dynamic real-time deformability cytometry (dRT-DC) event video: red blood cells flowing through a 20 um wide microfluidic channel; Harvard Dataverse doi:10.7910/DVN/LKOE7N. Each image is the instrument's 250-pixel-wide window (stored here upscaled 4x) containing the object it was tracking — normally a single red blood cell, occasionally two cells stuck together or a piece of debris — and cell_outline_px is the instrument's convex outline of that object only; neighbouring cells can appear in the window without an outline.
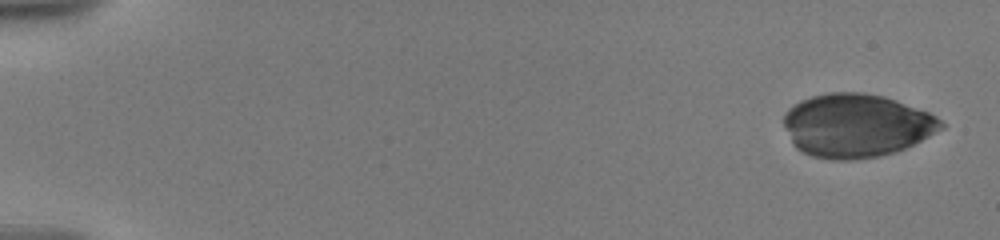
{"species": "human", "species_latin": "Homo sapiens", "temperature_condition": "warm", "stored_images_in_passage": 47, "camera_frame_rate_fps": 3000, "um_per_image_px": 0.085, "donor": {"sex": "male"}, "frame": {"image": 1, "passage_image": 1, "time_ms": 0.0, "image_size_px": [1000, 240], "cell_outline_px": [[944, 128], [896, 152], [880, 156], [852, 160], [832, 160], [812, 156], [796, 148], [792, 144], [784, 124], [784, 112], [788, 108], [800, 100], [812, 96], [828, 92], [864, 92], [884, 96], [896, 100], [928, 112], [936, 116], [944, 124]], "centroid_in_image_um": [72.76, 10.66], "position_along_channel_um": 12.2, "area_um2": 58.2}}
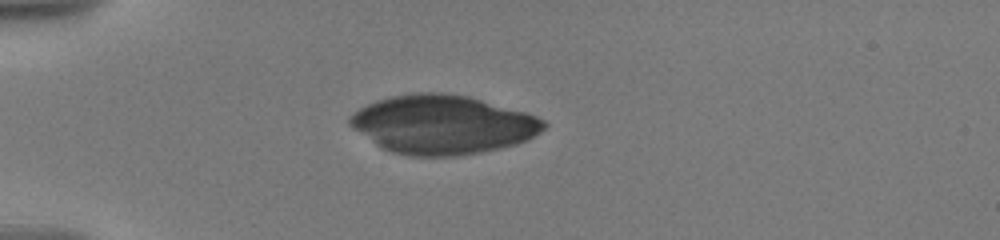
{"frame": {"image": 2, "passage_image": 26, "time_ms": 4.667, "image_size_px": [1000, 240], "cell_outline_px": [[548, 124], [540, 132], [528, 140], [516, 144], [500, 148], [460, 156], [408, 156], [392, 152], [380, 148], [352, 128], [348, 124], [348, 116], [360, 108], [376, 100], [392, 96], [416, 92], [440, 92], [468, 96], [524, 112], [536, 116], [544, 120]], "centroid_in_image_um": [37.59, 10.59], "position_along_channel_um": 47.4, "area_um2": 66.64}}